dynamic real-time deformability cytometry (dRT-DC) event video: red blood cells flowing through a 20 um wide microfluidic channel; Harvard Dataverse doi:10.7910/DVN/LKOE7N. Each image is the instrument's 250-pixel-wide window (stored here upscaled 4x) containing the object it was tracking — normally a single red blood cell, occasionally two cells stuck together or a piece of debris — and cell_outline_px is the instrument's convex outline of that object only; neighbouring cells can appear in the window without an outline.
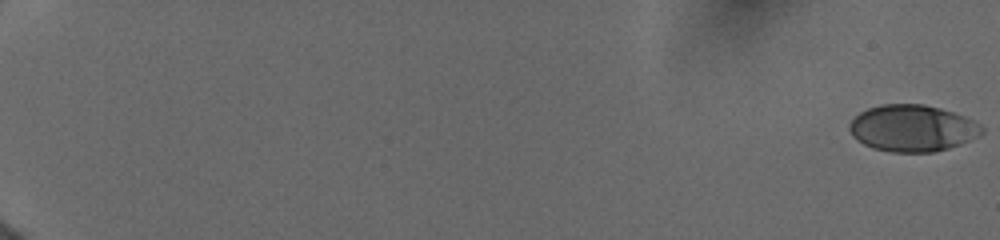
{"species": "human", "species_latin": "Homo sapiens", "temperature_condition": "cold", "stored_images_in_passage": 23, "camera_frame_rate_fps": 3000, "um_per_image_px": 0.085, "donor": {"sex": "female"}, "frame": {"image": 1, "passage_image": 1, "time_ms": 0.0, "image_size_px": [1000, 240], "cell_outline_px": [[984, 132], [980, 136], [960, 144], [948, 148], [932, 152], [892, 152], [872, 148], [864, 144], [852, 136], [848, 128], [848, 124], [860, 112], [868, 108], [880, 104], [924, 104], [940, 108], [964, 116], [980, 124], [984, 128]], "centroid_in_image_um": [77.55, 10.89], "position_along_channel_um": 7.4, "area_um2": 36.07}}
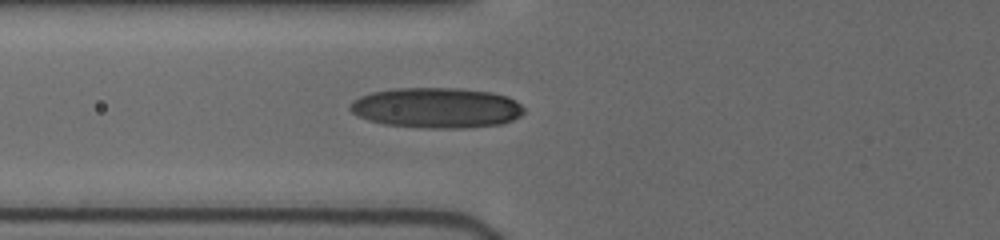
{"frame": {"image": 2, "passage_image": 14, "time_ms": 8.0, "image_size_px": [1000, 240], "cell_outline_px": [[524, 112], [520, 116], [512, 120], [500, 124], [464, 128], [424, 128], [384, 124], [368, 120], [352, 112], [348, 108], [352, 100], [360, 96], [372, 92], [392, 88], [456, 88], [492, 92], [508, 96], [516, 100], [524, 108]], "centroid_in_image_um": [37.1, 9.16], "position_along_channel_um": 88.7, "area_um2": 41.1}}
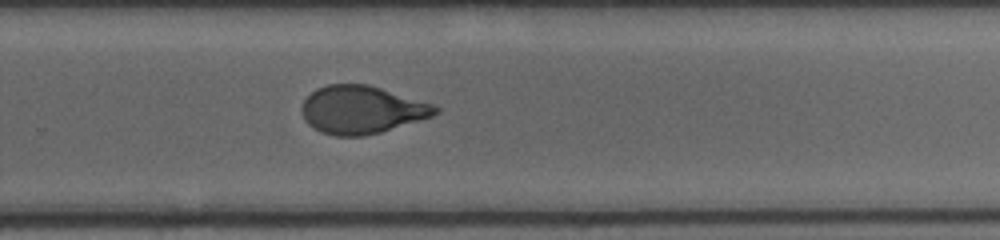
{"frame": {"image": 3, "passage_image": 23, "time_ms": 13.333, "image_size_px": [1000, 240], "cell_outline_px": [[440, 112], [432, 116], [380, 132], [364, 136], [336, 136], [320, 132], [308, 124], [304, 120], [300, 108], [304, 100], [316, 88], [328, 84], [368, 84], [432, 104], [440, 108]], "centroid_in_image_um": [30.7, 9.33], "position_along_channel_um": 299.1, "area_um2": 37.11}}